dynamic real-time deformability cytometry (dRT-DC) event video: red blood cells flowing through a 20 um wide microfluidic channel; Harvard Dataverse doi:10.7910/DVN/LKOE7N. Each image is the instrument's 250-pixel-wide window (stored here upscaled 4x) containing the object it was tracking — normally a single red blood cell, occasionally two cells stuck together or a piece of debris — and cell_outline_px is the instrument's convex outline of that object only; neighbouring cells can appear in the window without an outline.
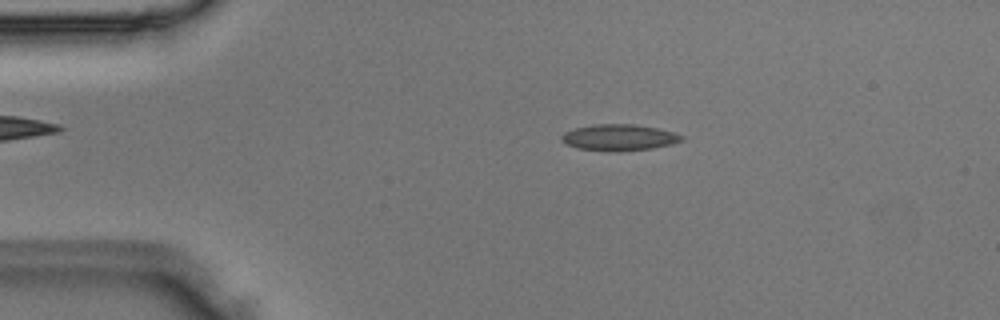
{"species": "Egyptian fruit bat (a non-hibernating species)", "species_latin": "Rousettus aegyptiacus", "temperature_condition": "room temperature", "stored_images_in_passage": 48, "camera_frame_rate_fps": 3000, "um_per_image_px": 0.085, "animal": {"sex": "male"}, "frame": {"image": 1, "passage_image": 9, "time_ms": 2.667, "image_size_px": [1000, 320], "cell_outline_px": [[684, 140], [672, 144], [652, 148], [620, 152], [608, 152], [576, 148], [564, 144], [560, 140], [560, 136], [564, 132], [576, 128], [592, 124], [636, 124], [656, 128], [672, 132], [684, 136]], "centroid_in_image_um": [52.58, 11.7], "position_along_channel_um": 32.4, "area_um2": 18.73}}
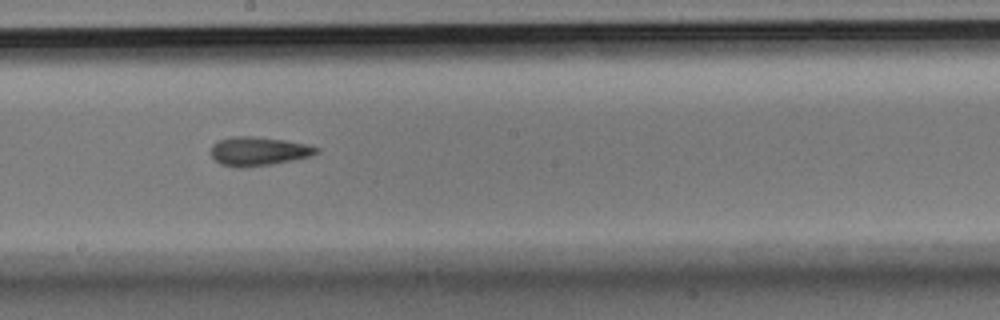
{"frame": {"image": 2, "passage_image": 26, "time_ms": 8.333, "image_size_px": [1000, 320], "cell_outline_px": [[320, 152], [312, 156], [272, 164], [244, 168], [240, 168], [220, 164], [212, 156], [212, 144], [216, 140], [232, 136], [252, 136], [284, 140], [308, 144], [320, 148]], "centroid_in_image_um": [21.99, 12.85], "position_along_channel_um": 226.2, "area_um2": 17.92}}
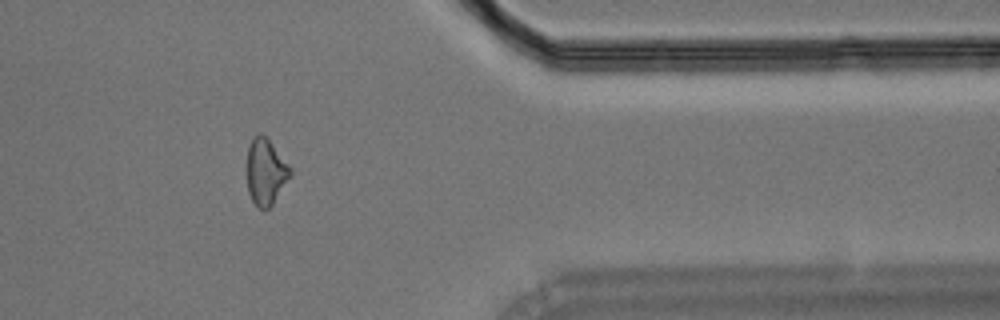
{"frame": {"image": 3, "passage_image": 39, "time_ms": 12.667, "image_size_px": [1000, 320], "cell_outline_px": [[292, 172], [272, 204], [264, 212], [252, 200], [248, 192], [248, 144], [256, 132], [260, 132], [268, 140], [292, 168]], "centroid_in_image_um": [22.57, 14.58], "position_along_channel_um": 388.8, "area_um2": 16.36}}